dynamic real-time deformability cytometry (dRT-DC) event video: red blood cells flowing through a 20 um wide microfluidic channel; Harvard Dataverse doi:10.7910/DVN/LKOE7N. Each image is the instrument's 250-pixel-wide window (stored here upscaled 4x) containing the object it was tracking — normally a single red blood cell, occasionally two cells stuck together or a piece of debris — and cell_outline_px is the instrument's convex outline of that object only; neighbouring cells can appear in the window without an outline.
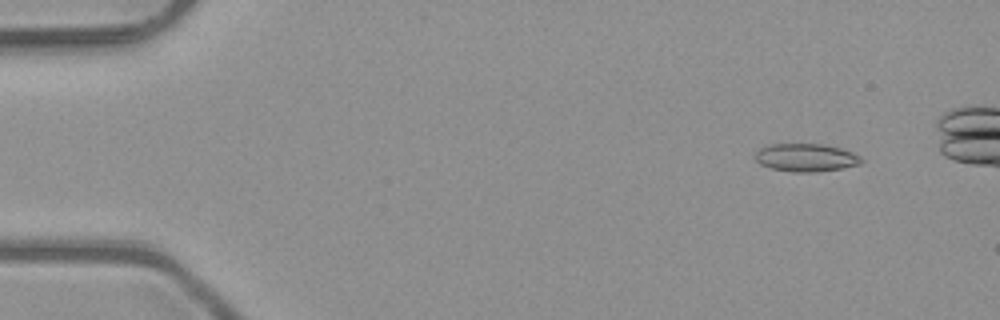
{"species": "common noctule bat (a hibernating species)", "species_latin": "Nyctalus noctula", "temperature_condition": "room temperature", "stored_images_in_passage": 2, "camera_frame_rate_fps": 3000, "um_per_image_px": 0.085, "animal": {"sex": "male", "body_mass_g": 23.1, "forearm_length_mm": 52.7}, "frame": {"image": 1, "passage_image": 1, "time_ms": 0.0, "image_size_px": [1000, 320], "cell_outline_px": [[864, 160], [860, 164], [840, 168], [816, 172], [792, 172], [772, 168], [760, 164], [756, 160], [756, 152], [760, 148], [768, 144], [824, 144], [840, 148], [852, 152], [860, 156]], "centroid_in_image_um": [68.51, 13.39], "position_along_channel_um": 16.5, "area_um2": 17.22}}